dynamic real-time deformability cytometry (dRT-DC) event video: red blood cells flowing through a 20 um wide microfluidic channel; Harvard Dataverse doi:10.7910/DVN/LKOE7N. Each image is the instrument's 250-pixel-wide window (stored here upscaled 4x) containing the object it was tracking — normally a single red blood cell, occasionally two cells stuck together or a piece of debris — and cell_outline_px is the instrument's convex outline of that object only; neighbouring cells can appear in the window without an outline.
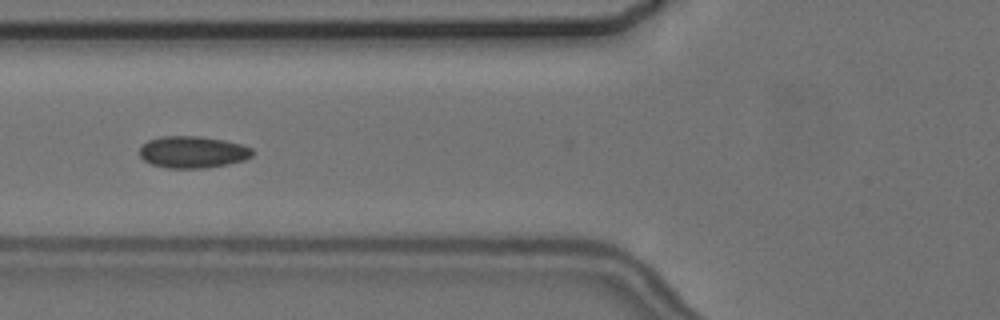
{"species": "common noctule bat (a hibernating species)", "species_latin": "Nyctalus noctula", "temperature_condition": "cold", "stored_images_in_passage": 10, "camera_frame_rate_fps": 3000, "um_per_image_px": 0.085, "animal": {"sex": "female", "body_mass_g": 24.6, "forearm_length_mm": 56.2}, "frame": {"image": 1, "passage_image": 6, "time_ms": 6.667, "image_size_px": [1000, 320], "cell_outline_px": [[256, 152], [252, 156], [244, 160], [228, 164], [208, 168], [168, 168], [152, 164], [144, 160], [140, 156], [140, 148], [148, 140], [160, 136], [200, 136], [224, 140], [240, 144], [252, 148]], "centroid_in_image_um": [16.41, 12.92], "position_along_channel_um": 109.4, "area_um2": 21.04}}
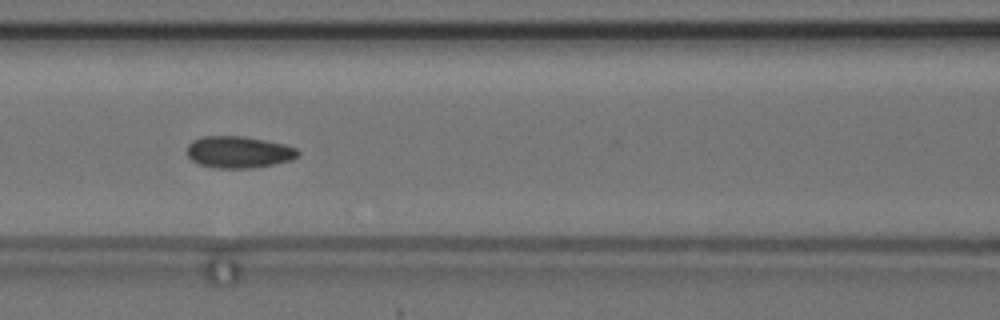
{"frame": {"image": 2, "passage_image": 7, "time_ms": 7.667, "image_size_px": [1000, 320], "cell_outline_px": [[300, 152], [292, 160], [276, 164], [252, 168], [212, 168], [200, 164], [192, 160], [188, 156], [188, 144], [192, 140], [204, 136], [244, 136], [284, 144], [296, 148]], "centroid_in_image_um": [20.29, 12.93], "position_along_channel_um": 146.3, "area_um2": 20.58}}